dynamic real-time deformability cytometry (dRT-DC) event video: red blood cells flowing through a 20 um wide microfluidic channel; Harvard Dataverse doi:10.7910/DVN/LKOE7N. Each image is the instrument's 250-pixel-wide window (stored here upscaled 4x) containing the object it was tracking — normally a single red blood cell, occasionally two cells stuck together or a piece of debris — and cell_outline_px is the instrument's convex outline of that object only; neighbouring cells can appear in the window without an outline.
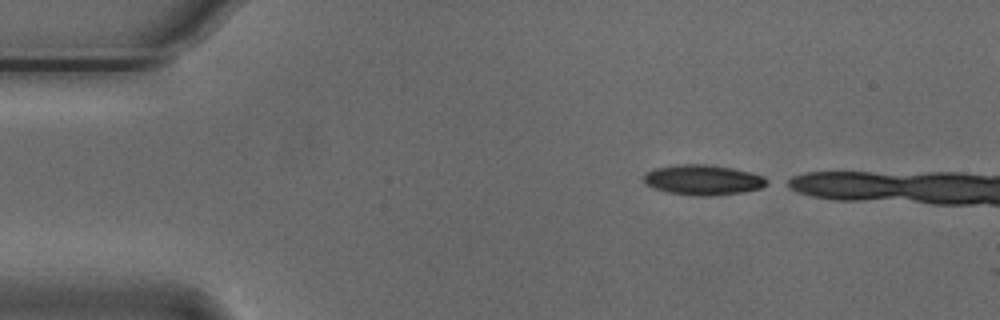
{"species": "Egyptian fruit bat (a non-hibernating species)", "species_latin": "Rousettus aegyptiacus", "temperature_condition": "cold", "stored_images_in_passage": 2, "camera_frame_rate_fps": 3000, "um_per_image_px": 0.085, "animal": {"sex": "male"}, "frame": {"image": 1, "passage_image": 1, "time_ms": 0.0, "image_size_px": [1000, 320], "cell_outline_px": [[772, 180], [768, 184], [760, 188], [744, 192], [712, 196], [696, 196], [668, 192], [652, 188], [644, 184], [644, 176], [648, 172], [656, 168], [680, 164], [704, 164], [732, 168], [752, 172], [764, 176]], "centroid_in_image_um": [59.81, 15.3], "position_along_channel_um": 25.2, "area_um2": 21.85}}